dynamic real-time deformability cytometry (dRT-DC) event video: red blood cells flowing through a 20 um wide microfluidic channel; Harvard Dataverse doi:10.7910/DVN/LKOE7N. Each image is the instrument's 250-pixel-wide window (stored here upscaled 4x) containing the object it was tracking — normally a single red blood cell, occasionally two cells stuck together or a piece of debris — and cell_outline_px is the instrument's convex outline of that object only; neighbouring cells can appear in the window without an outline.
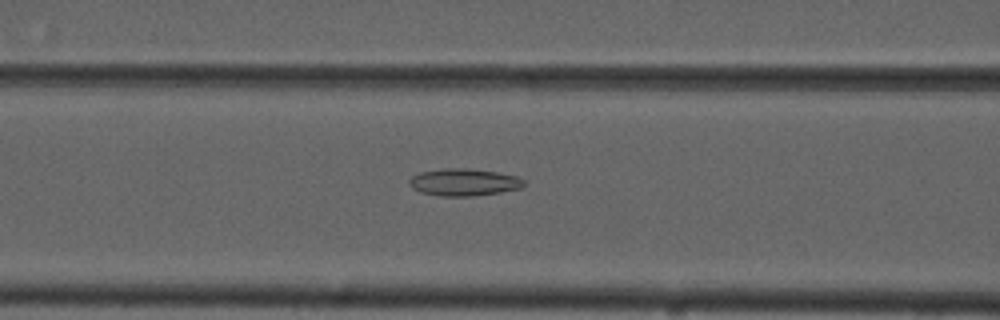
{"species": "common noctule bat (a hibernating species)", "species_latin": "Nyctalus noctula", "temperature_condition": "cold", "stored_images_in_passage": 55, "camera_frame_rate_fps": 3000, "um_per_image_px": 0.085, "animal": {"sex": "male", "forearm_length_mm": 52.5}, "frame": {"image": 1, "passage_image": 23, "time_ms": 7.333, "image_size_px": [1000, 320], "cell_outline_px": [[524, 188], [476, 196], [440, 196], [420, 192], [412, 188], [408, 184], [408, 180], [412, 176], [420, 172], [444, 168], [464, 168], [496, 172], [516, 176], [524, 180]], "centroid_in_image_um": [39.41, 15.5], "position_along_channel_um": 127.2, "area_um2": 18.26}}
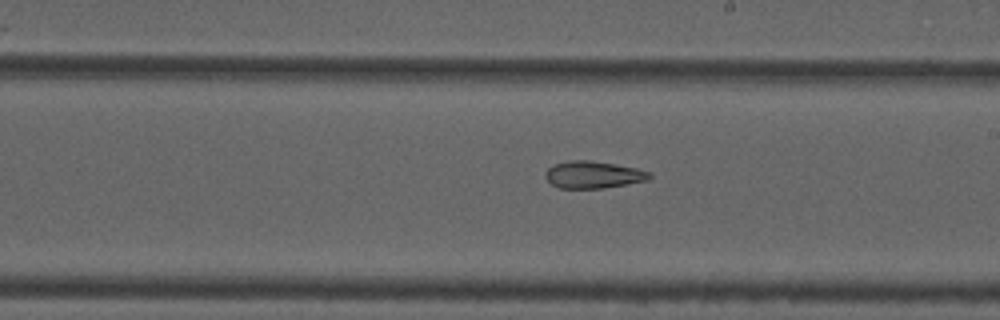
{"frame": {"image": 2, "passage_image": 32, "time_ms": 10.333, "image_size_px": [1000, 320], "cell_outline_px": [[652, 176], [648, 180], [628, 184], [604, 188], [560, 188], [552, 184], [544, 176], [544, 172], [552, 164], [572, 160], [588, 160], [616, 164], [636, 168], [648, 172]], "centroid_in_image_um": [50.4, 14.85], "position_along_channel_um": 238.6, "area_um2": 16.47}}
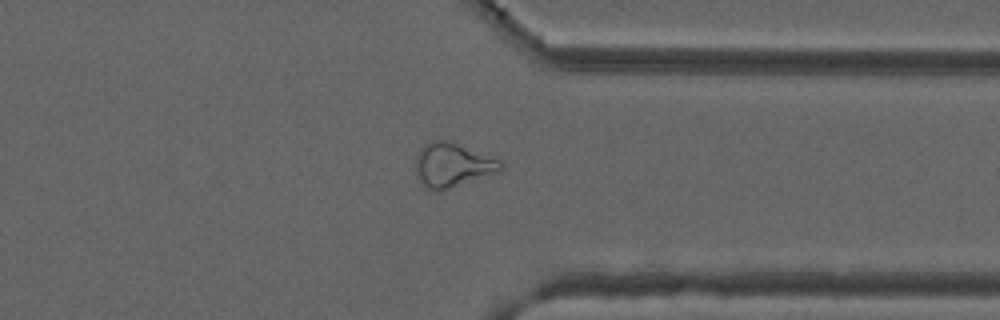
{"frame": {"image": 3, "passage_image": 43, "time_ms": 14.0, "image_size_px": [1000, 320], "cell_outline_px": [[504, 168], [500, 172], [436, 192], [428, 188], [420, 180], [416, 172], [416, 156], [420, 148], [424, 144], [432, 140], [448, 140], [504, 160]], "centroid_in_image_um": [38.52, 14.0], "position_along_channel_um": 372.9, "area_um2": 22.08}, "authors_computed_cell_mechanics": {"area_um2": 21.097, "velocity_mm_per_s": 3.7235, "shape_relaxation_time_tau1_ms": null, "shape_relaxation_time_tau2_ms": 10.9481, "deformation_change_tau1": null, "deformation_change_tau2": 0.2171}}